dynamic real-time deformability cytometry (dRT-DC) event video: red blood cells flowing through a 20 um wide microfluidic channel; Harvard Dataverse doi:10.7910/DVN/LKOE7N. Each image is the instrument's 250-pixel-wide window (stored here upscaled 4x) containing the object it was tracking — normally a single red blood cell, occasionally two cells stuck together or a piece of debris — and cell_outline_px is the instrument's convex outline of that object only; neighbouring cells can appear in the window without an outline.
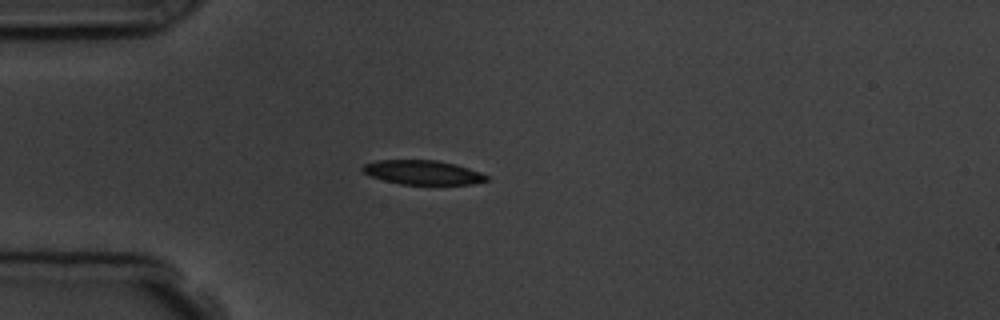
{"species": "common noctule bat (a hibernating species)", "species_latin": "Nyctalus noctula", "temperature_condition": "room temperature", "stored_images_in_passage": 5, "camera_frame_rate_fps": 3000, "um_per_image_px": 0.085, "animal": {"sex": "male", "body_mass_g": 19.5, "forearm_length_mm": 54.6}, "frame": {"image": 1, "passage_image": 5, "time_ms": 4.333, "image_size_px": [1000, 320], "cell_outline_px": [[488, 180], [472, 184], [400, 184], [384, 180], [372, 176], [364, 172], [360, 168], [364, 164], [376, 160], [436, 160], [456, 164], [480, 172], [488, 176]], "centroid_in_image_um": [35.93, 14.65], "position_along_channel_um": 49.1, "area_um2": 17.4}}